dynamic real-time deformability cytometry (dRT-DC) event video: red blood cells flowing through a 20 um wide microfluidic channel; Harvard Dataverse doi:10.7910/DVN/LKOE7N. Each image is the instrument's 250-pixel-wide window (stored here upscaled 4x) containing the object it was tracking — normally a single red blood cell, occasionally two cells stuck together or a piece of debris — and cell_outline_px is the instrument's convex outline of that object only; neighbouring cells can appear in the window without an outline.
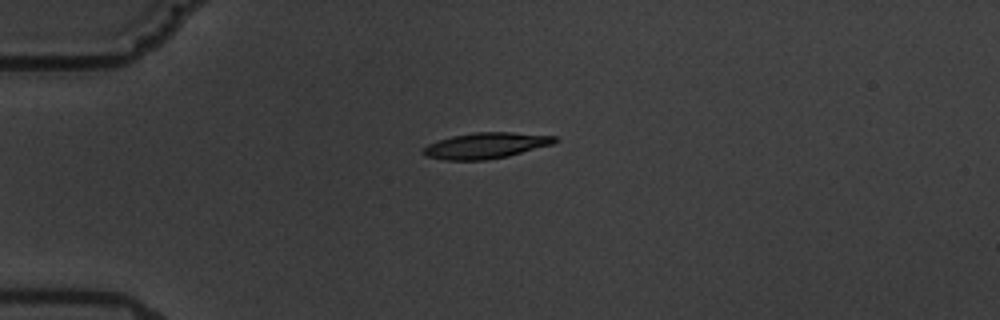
{"species": "common noctule bat (a hibernating species)", "species_latin": "Nyctalus noctula", "temperature_condition": "warm", "stored_images_in_passage": 3, "camera_frame_rate_fps": 3000, "um_per_image_px": 0.085, "animal": {"sex": "male", "body_mass_g": 19.5, "forearm_length_mm": 54.6}, "frame": {"image": 1, "passage_image": 1, "time_ms": 0.0, "image_size_px": [1000, 320], "cell_outline_px": [[560, 140], [552, 144], [508, 156], [484, 160], [444, 160], [424, 156], [420, 152], [428, 144], [452, 136], [476, 132], [512, 132], [556, 136]], "centroid_in_image_um": [41.29, 12.37], "position_along_channel_um": 43.7, "area_um2": 19.83}}